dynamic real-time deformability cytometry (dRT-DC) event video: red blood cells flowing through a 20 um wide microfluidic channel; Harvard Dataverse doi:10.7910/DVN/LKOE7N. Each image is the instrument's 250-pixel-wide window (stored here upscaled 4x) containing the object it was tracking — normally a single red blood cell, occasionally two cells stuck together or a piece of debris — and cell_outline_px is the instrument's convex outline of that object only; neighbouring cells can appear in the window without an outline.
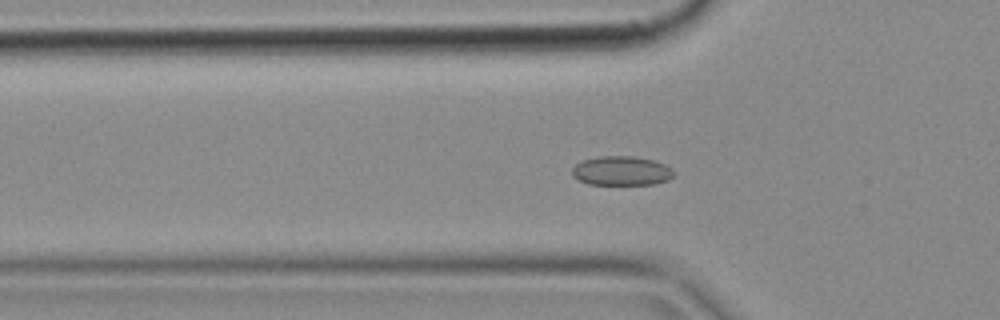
{"species": "common noctule bat (a hibernating species)", "species_latin": "Nyctalus noctula", "temperature_condition": "cold", "stored_images_in_passage": 50, "camera_frame_rate_fps": 3000, "um_per_image_px": 0.085, "animal": {"sex": "female", "body_mass_g": 18.4}, "frame": {"image": 1, "passage_image": 16, "time_ms": 5.0, "image_size_px": [1000, 320], "cell_outline_px": [[676, 176], [668, 180], [656, 184], [588, 184], [572, 176], [572, 168], [580, 160], [600, 156], [632, 156], [652, 160], [664, 164], [672, 168], [676, 172]], "centroid_in_image_um": [52.85, 14.52], "position_along_channel_um": 72.9, "area_um2": 17.51}}
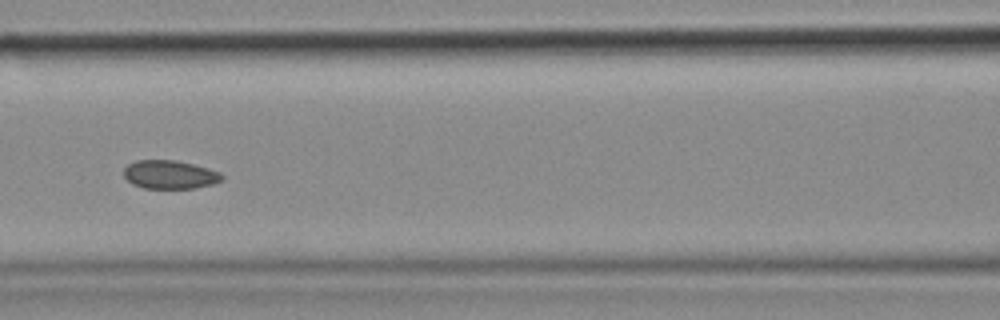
{"frame": {"image": 2, "passage_image": 22, "time_ms": 7.0, "image_size_px": [1000, 320], "cell_outline_px": [[224, 180], [212, 184], [192, 188], [144, 188], [132, 184], [124, 176], [124, 168], [128, 164], [136, 160], [176, 160], [208, 168], [220, 172], [224, 176]], "centroid_in_image_um": [14.44, 14.83], "position_along_channel_um": 152.2, "area_um2": 16.3}}
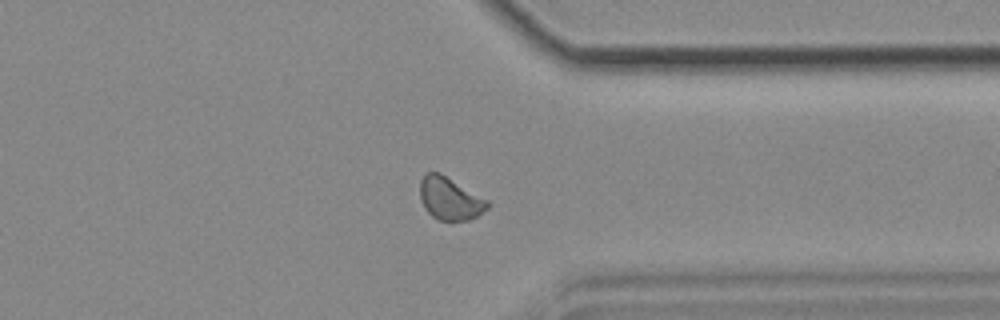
{"frame": {"image": 3, "passage_image": 39, "time_ms": 12.667, "image_size_px": [1000, 320], "cell_outline_px": [[492, 204], [488, 208], [476, 216], [468, 220], [436, 220], [424, 208], [420, 200], [420, 180], [428, 172], [440, 172], [488, 200]], "centroid_in_image_um": [38.24, 16.88], "position_along_channel_um": 373.2, "area_um2": 16.82}}